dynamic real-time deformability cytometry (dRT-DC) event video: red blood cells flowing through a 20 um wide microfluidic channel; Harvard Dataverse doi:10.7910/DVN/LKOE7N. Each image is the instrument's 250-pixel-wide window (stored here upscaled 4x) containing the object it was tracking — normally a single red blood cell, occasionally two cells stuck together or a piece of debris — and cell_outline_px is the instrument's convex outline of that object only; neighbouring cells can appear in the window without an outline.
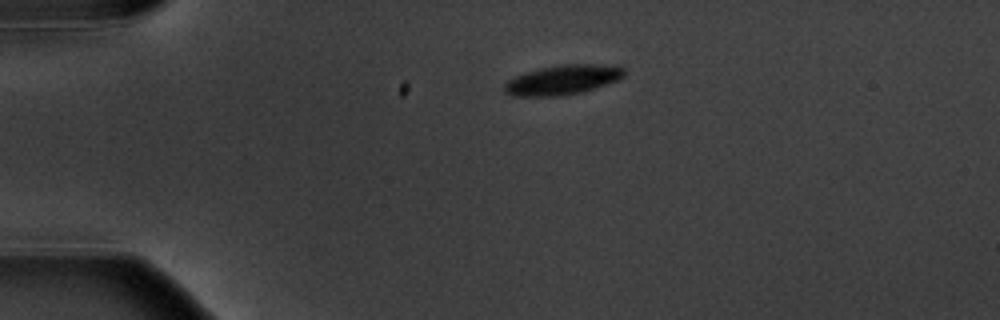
{"species": "common noctule bat (a hibernating species)", "species_latin": "Nyctalus noctula", "temperature_condition": "warm", "stored_images_in_passage": 3, "camera_frame_rate_fps": 3000, "um_per_image_px": 0.085, "animal": {"sex": "male", "body_mass_g": 20.1, "forearm_length_mm": 53.5}, "frame": {"image": 1, "passage_image": 1, "time_ms": 0.0, "image_size_px": [1000, 320], "cell_outline_px": [[624, 76], [616, 80], [596, 88], [584, 92], [560, 96], [512, 96], [504, 92], [504, 84], [508, 80], [524, 72], [540, 68], [564, 64], [620, 64], [624, 68]], "centroid_in_image_um": [47.85, 6.78], "position_along_channel_um": 37.1, "area_um2": 20.98}}
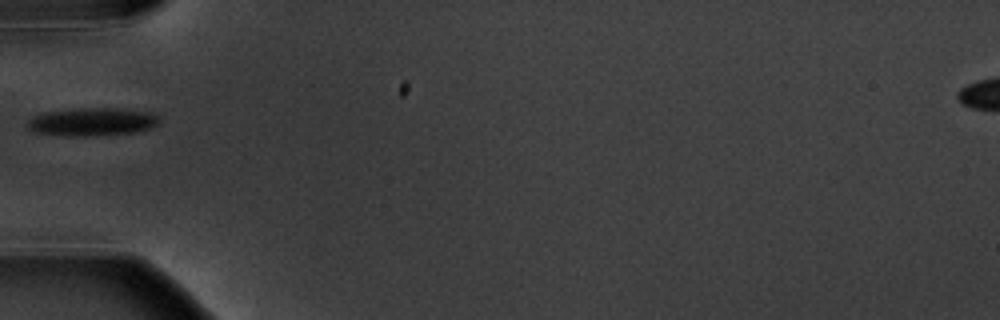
{"frame": {"image": 2, "passage_image": 3, "time_ms": 2.333, "image_size_px": [1000, 320], "cell_outline_px": [[160, 120], [156, 124], [148, 128], [136, 132], [84, 136], [64, 136], [32, 132], [24, 128], [24, 124], [32, 116], [44, 112], [76, 108], [120, 108], [152, 112]], "centroid_in_image_um": [7.72, 10.35], "position_along_channel_um": 77.3, "area_um2": 21.85}}